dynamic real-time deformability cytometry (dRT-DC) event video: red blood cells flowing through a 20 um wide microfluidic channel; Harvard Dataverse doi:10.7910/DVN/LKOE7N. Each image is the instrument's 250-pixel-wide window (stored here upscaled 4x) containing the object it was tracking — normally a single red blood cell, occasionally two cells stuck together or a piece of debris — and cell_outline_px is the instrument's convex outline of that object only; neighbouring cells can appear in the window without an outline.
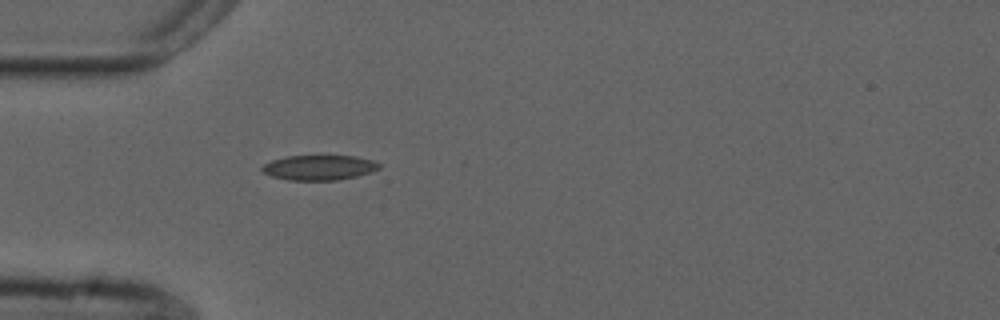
{"species": "common noctule bat (a hibernating species)", "species_latin": "Nyctalus noctula", "temperature_condition": "cold", "stored_images_in_passage": 9, "camera_frame_rate_fps": 3000, "um_per_image_px": 0.085, "animal": {"sex": "male", "forearm_length_mm": 52.5}, "frame": {"image": 1, "passage_image": 1, "time_ms": 0.0, "image_size_px": [1000, 320], "cell_outline_px": [[380, 168], [372, 172], [356, 176], [336, 180], [288, 180], [272, 176], [264, 172], [260, 168], [264, 164], [272, 160], [288, 156], [356, 156], [372, 160], [380, 164]], "centroid_in_image_um": [27.14, 14.24], "position_along_channel_um": 57.9, "area_um2": 16.94}}
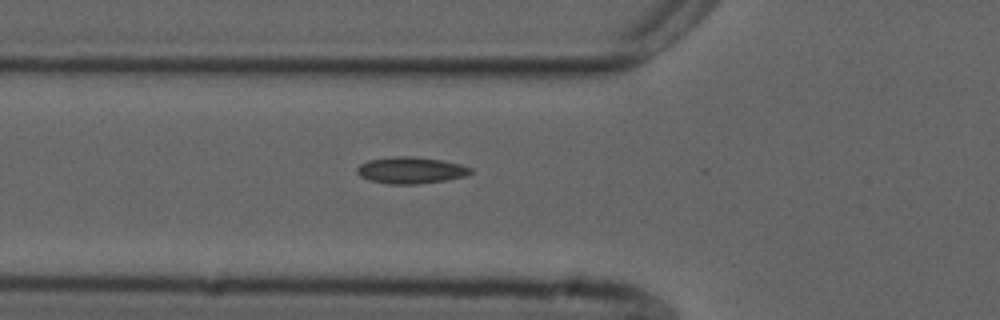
{"frame": {"image": 2, "passage_image": 4, "time_ms": 1.0, "image_size_px": [1000, 320], "cell_outline_px": [[472, 172], [464, 176], [444, 180], [416, 184], [388, 184], [368, 180], [360, 176], [356, 172], [356, 168], [360, 164], [368, 160], [392, 156], [412, 156], [440, 160], [460, 164], [472, 168]], "centroid_in_image_um": [34.86, 14.47], "position_along_channel_um": 90.9, "area_um2": 17.57}}
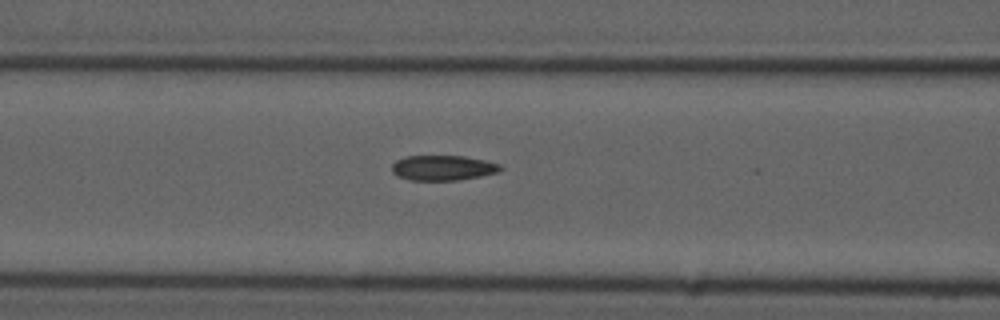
{"frame": {"image": 3, "passage_image": 7, "time_ms": 2.0, "image_size_px": [1000, 320], "cell_outline_px": [[504, 168], [500, 172], [460, 180], [408, 180], [396, 176], [392, 172], [392, 164], [396, 160], [408, 156], [464, 156], [484, 160], [500, 164]], "centroid_in_image_um": [37.65, 14.27], "position_along_channel_um": 128.9, "area_um2": 16.01}}